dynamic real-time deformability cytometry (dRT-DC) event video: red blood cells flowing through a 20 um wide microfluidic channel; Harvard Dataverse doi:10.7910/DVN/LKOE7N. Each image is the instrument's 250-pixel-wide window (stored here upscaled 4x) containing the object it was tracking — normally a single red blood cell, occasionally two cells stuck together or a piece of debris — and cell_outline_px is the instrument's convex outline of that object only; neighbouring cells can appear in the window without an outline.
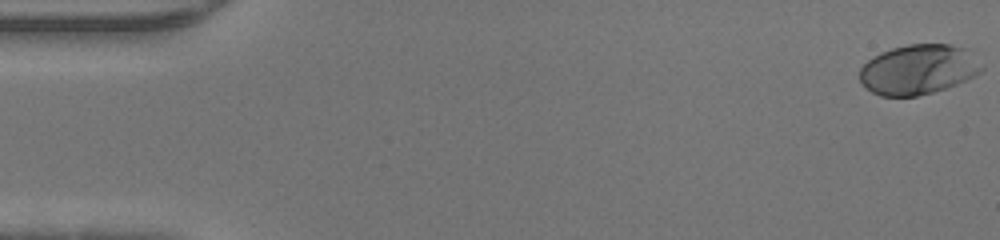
{"species": "human", "species_latin": "Homo sapiens", "temperature_condition": "warm", "stored_images_in_passage": 47, "camera_frame_rate_fps": 3000, "um_per_image_px": 0.085, "donor": {"sex": "male"}, "frame": {"image": 1, "passage_image": 1, "time_ms": 0.0, "image_size_px": [1000, 240], "cell_outline_px": [[984, 68], [980, 72], [956, 84], [932, 92], [916, 96], [880, 96], [872, 92], [860, 80], [860, 68], [868, 60], [880, 52], [892, 48], [908, 44], [948, 44], [968, 48]], "centroid_in_image_um": [78.05, 5.89], "position_along_channel_um": 6.9, "area_um2": 35.26}}
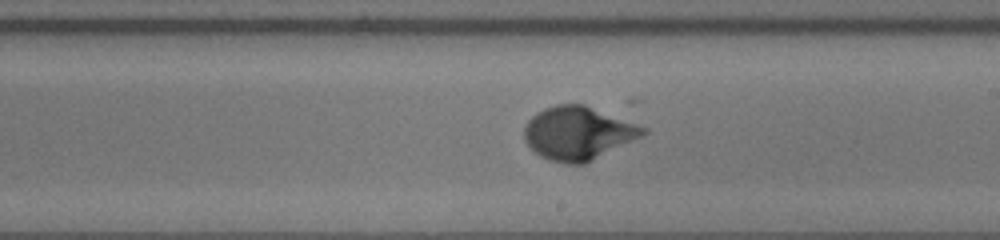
{"frame": {"image": 2, "passage_image": 27, "time_ms": 8.667, "image_size_px": [1000, 240], "cell_outline_px": [[648, 132], [584, 164], [564, 164], [548, 160], [540, 156], [524, 140], [524, 128], [528, 120], [536, 112], [544, 108], [556, 104], [584, 104], [648, 128]], "centroid_in_image_um": [49.1, 11.31], "position_along_channel_um": 239.9, "area_um2": 36.59}}
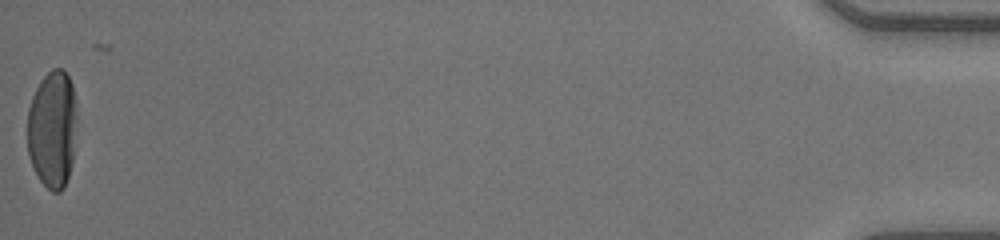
{"frame": {"image": 3, "passage_image": 47, "time_ms": 15.333, "image_size_px": [1000, 240], "cell_outline_px": [[76, 120], [72, 160], [68, 176], [64, 188], [60, 192], [52, 192], [40, 180], [28, 156], [28, 108], [32, 96], [36, 88], [44, 76], [52, 68], [60, 68], [68, 76], [72, 84], [76, 112]], "centroid_in_image_um": [4.44, 10.98], "position_along_channel_um": 430.8, "area_um2": 33.7}}